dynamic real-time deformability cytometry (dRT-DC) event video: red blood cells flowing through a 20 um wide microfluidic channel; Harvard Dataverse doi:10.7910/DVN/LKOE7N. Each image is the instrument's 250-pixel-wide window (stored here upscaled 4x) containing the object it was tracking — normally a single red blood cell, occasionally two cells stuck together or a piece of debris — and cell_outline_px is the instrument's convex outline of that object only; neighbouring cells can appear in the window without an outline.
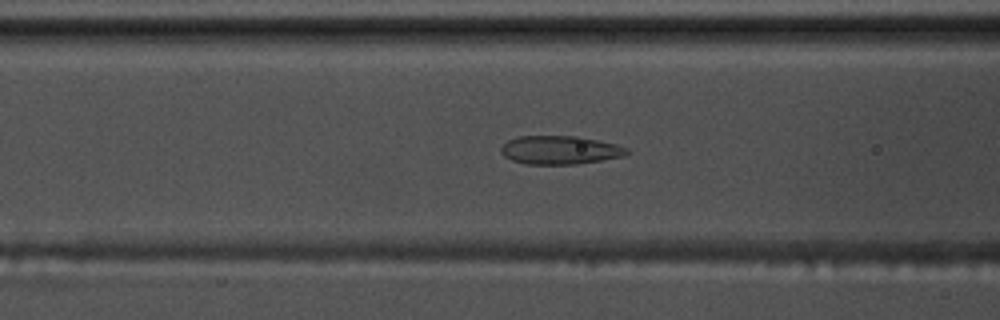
{"species": "common noctule bat (a hibernating species)", "species_latin": "Nyctalus noctula", "temperature_condition": "warm", "stored_images_in_passage": 41, "camera_frame_rate_fps": 3000, "um_per_image_px": 0.085, "animal": {"sex": "male", "body_mass_g": 17.5, "forearm_length_mm": 52.3}, "frame": {"image": 1, "passage_image": 7, "time_ms": 2.0, "image_size_px": [1000, 320], "cell_outline_px": [[632, 152], [624, 156], [576, 164], [524, 164], [512, 160], [504, 156], [500, 152], [500, 148], [508, 140], [520, 136], [576, 136], [616, 144], [628, 148]], "centroid_in_image_um": [47.6, 12.75], "position_along_channel_um": 119.0, "area_um2": 20.87}}
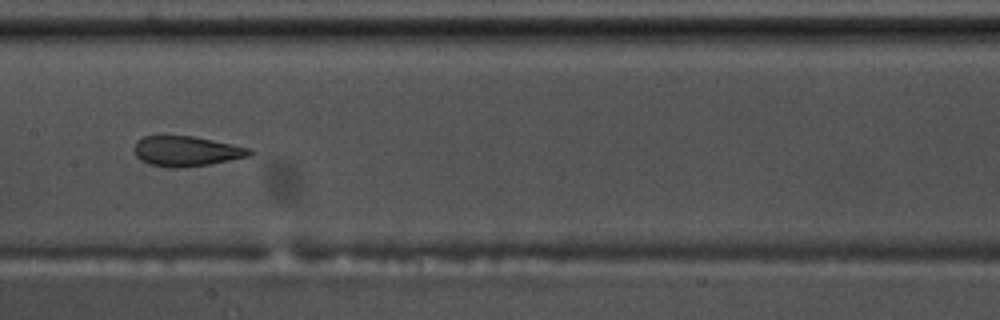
{"frame": {"image": 2, "passage_image": 13, "time_ms": 4.0, "image_size_px": [1000, 320], "cell_outline_px": [[252, 152], [248, 156], [208, 164], [176, 168], [168, 168], [148, 164], [140, 160], [136, 156], [132, 148], [136, 140], [144, 136], [192, 136], [232, 144], [248, 148]], "centroid_in_image_um": [15.74, 12.85], "position_along_channel_um": 191.7, "area_um2": 20.11}}
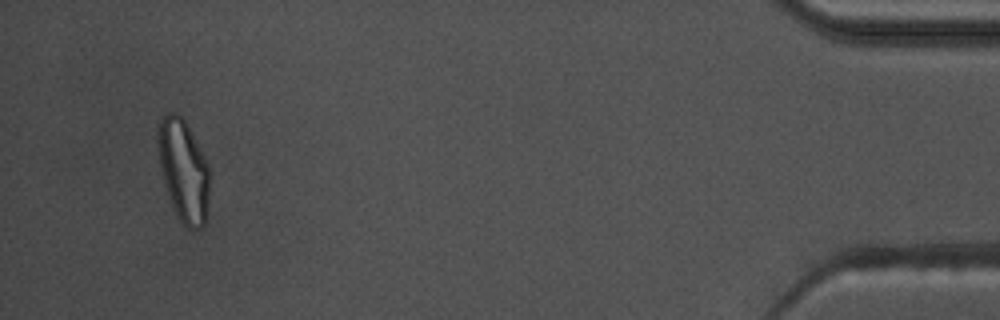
{"frame": {"image": 3, "passage_image": 38, "time_ms": 12.333, "image_size_px": [1000, 320], "cell_outline_px": [[208, 200], [204, 228], [192, 232], [176, 216], [168, 196], [164, 184], [160, 164], [156, 136], [156, 128], [160, 116], [168, 112], [176, 112], [184, 120], [208, 164]], "centroid_in_image_um": [15.56, 14.5], "position_along_channel_um": 419.6, "area_um2": 30.87}, "authors_computed_cell_mechanics": {"area_um2": 21.6172, "velocity_mm_per_s": 3.6384, "shape_relaxation_time_tau1_ms": null, "shape_relaxation_time_tau2_ms": 1.2604, "deformation_change_tau1": null, "deformation_change_tau2": 0.0742}}